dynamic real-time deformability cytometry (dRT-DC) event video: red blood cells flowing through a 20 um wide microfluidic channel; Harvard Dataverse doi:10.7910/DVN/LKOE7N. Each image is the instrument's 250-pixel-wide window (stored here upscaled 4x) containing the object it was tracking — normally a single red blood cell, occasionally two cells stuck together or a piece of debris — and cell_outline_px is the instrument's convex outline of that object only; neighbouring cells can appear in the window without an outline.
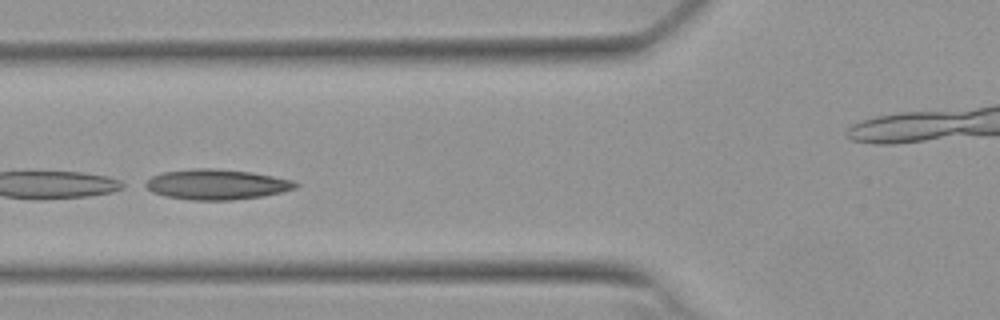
{"species": "Egyptian fruit bat (a non-hibernating species)", "species_latin": "Rousettus aegyptiacus", "temperature_condition": "warm", "stored_images_in_passage": 21, "camera_frame_rate_fps": 3000, "um_per_image_px": 0.085, "animal": {"sex": "female"}, "frame": {"image": 1, "passage_image": 12, "time_ms": 3.667, "image_size_px": [1000, 320], "cell_outline_px": [[300, 184], [296, 188], [264, 196], [232, 200], [192, 200], [164, 196], [152, 192], [140, 184], [152, 176], [160, 172], [192, 168], [216, 168], [252, 172], [296, 180]], "centroid_in_image_um": [18.39, 15.66], "position_along_channel_um": 107.4, "area_um2": 26.99}}